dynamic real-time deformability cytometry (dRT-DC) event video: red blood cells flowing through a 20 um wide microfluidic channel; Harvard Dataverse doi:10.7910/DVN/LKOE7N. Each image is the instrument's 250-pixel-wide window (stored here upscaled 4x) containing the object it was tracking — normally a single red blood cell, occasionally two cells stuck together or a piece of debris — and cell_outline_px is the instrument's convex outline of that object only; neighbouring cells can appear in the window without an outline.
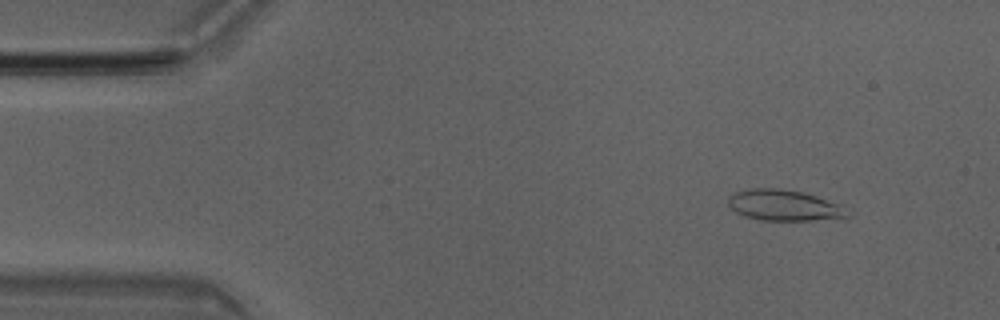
{"species": "Egyptian fruit bat (a non-hibernating species)", "species_latin": "Rousettus aegyptiacus", "temperature_condition": "room temperature", "stored_images_in_passage": 50, "camera_frame_rate_fps": 3000, "um_per_image_px": 0.085, "animal": {"sex": "male"}, "frame": {"image": 1, "passage_image": 5, "time_ms": 1.333, "image_size_px": [1000, 320], "cell_outline_px": [[852, 216], [808, 220], [760, 220], [744, 216], [736, 212], [728, 204], [728, 196], [732, 192], [752, 188], [776, 188], [800, 192], [816, 196], [840, 204]], "centroid_in_image_um": [66.59, 17.44], "position_along_channel_um": 18.4, "area_um2": 21.27}}
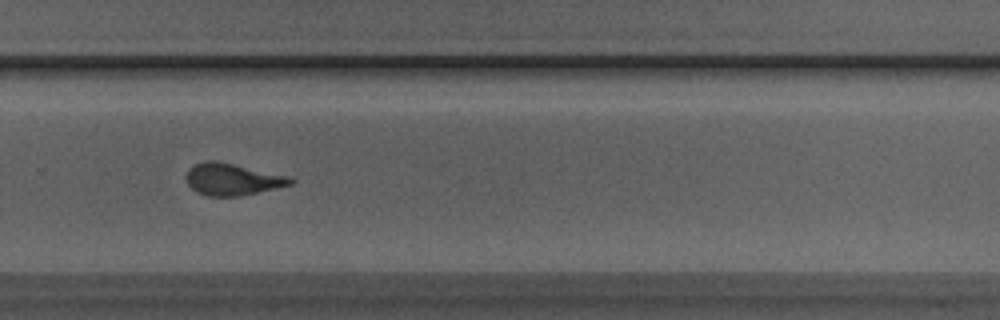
{"frame": {"image": 2, "passage_image": 33, "time_ms": 10.667, "image_size_px": [1000, 320], "cell_outline_px": [[296, 180], [292, 184], [276, 188], [240, 196], [208, 196], [196, 192], [188, 184], [184, 176], [188, 168], [192, 164], [204, 160], [212, 160], [232, 164], [288, 176]], "centroid_in_image_um": [19.69, 15.24], "position_along_channel_um": 310.1, "area_um2": 19.36}}
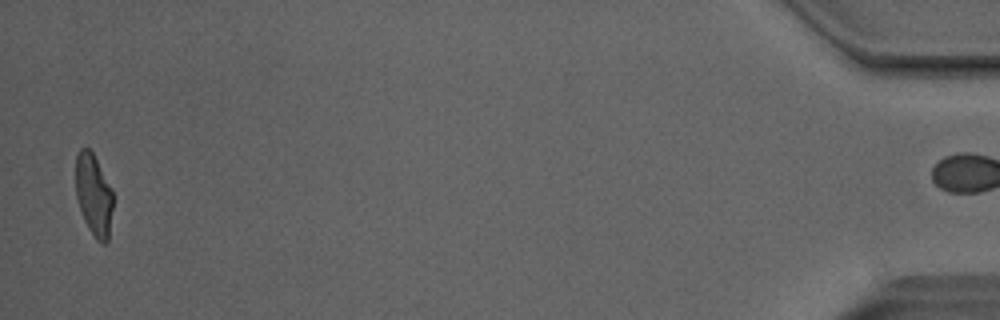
{"frame": {"image": 3, "passage_image": 49, "time_ms": 16.0, "image_size_px": [1000, 320], "cell_outline_px": [[112, 208], [108, 240], [104, 244], [100, 244], [96, 240], [88, 228], [84, 220], [76, 196], [76, 156], [80, 148], [88, 148], [92, 152], [112, 188]], "centroid_in_image_um": [7.96, 16.58], "position_along_channel_um": 427.2, "area_um2": 17.69}, "authors_computed_cell_mechanics": {"area_um2": 19.8254, "velocity_mm_per_s": 4.0413, "shape_relaxation_time_tau1_ms": 5.276, "shape_relaxation_time_tau2_ms": 1.2559, "deformation_change_tau1": 0.1665, "deformation_change_tau2": 0.0739}}